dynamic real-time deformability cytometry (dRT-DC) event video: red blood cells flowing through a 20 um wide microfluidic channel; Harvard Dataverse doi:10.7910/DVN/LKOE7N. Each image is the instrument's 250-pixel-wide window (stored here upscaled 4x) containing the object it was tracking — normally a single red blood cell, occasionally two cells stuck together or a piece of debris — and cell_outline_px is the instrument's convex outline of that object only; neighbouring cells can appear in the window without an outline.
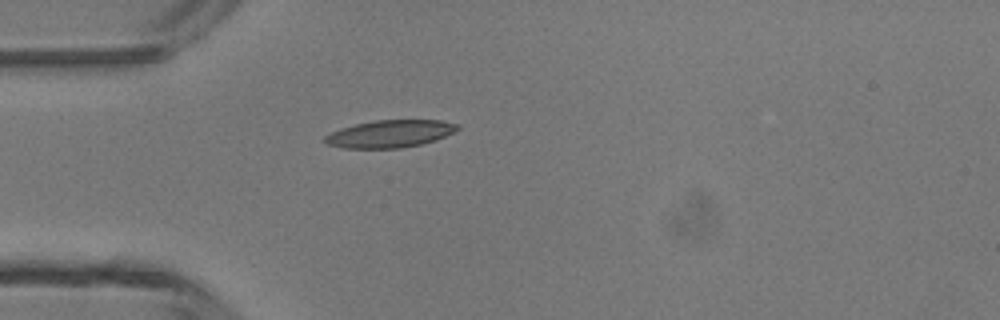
{"species": "common noctule bat (a hibernating species)", "species_latin": "Nyctalus noctula", "temperature_condition": "room temperature", "stored_images_in_passage": 1, "camera_frame_rate_fps": 3000, "um_per_image_px": 0.085, "animal": {"sex": "male", "body_mass_g": 13.3}, "frame": {"image": 1, "passage_image": 1, "time_ms": 0.0, "image_size_px": [1000, 320], "cell_outline_px": [[460, 128], [436, 140], [420, 144], [400, 148], [344, 148], [328, 144], [324, 140], [324, 136], [340, 128], [356, 124], [376, 120], [440, 120], [460, 124]], "centroid_in_image_um": [33.16, 11.36], "position_along_channel_um": 51.8, "area_um2": 21.04}}